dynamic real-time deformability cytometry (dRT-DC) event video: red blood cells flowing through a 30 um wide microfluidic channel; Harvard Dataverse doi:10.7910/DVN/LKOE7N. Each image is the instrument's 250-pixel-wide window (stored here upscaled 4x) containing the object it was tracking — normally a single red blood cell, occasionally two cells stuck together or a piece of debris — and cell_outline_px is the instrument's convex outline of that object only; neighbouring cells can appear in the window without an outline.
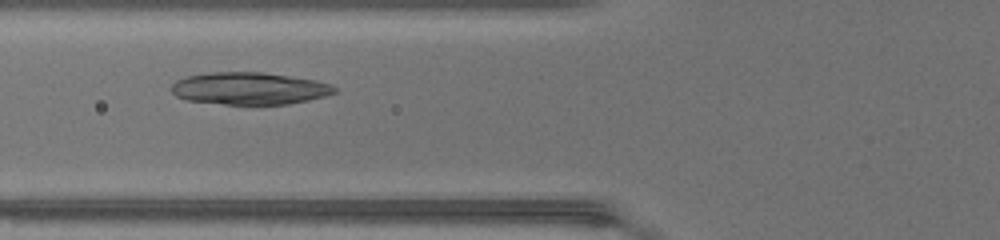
{"species": "common noctule bat (a hibernating species)", "species_latin": "Nyctalus noctula", "temperature_condition": "warm", "stored_images_in_passage": 32, "camera_frame_rate_fps": 3000, "um_per_image_px": 0.085, "animal": {"sex": "female", "body_mass_g": 17.0, "forearm_length_mm": 48.0}, "frame": {"image": 1, "passage_image": 9, "time_ms": 2.667, "image_size_px": [1000, 240], "cell_outline_px": [[336, 92], [324, 96], [308, 100], [288, 104], [224, 104], [188, 100], [176, 96], [172, 92], [172, 84], [176, 80], [188, 76], [212, 72], [260, 72], [316, 80], [328, 84], [336, 88]], "centroid_in_image_um": [21.18, 7.52], "position_along_channel_um": 104.6, "area_um2": 30.29}}
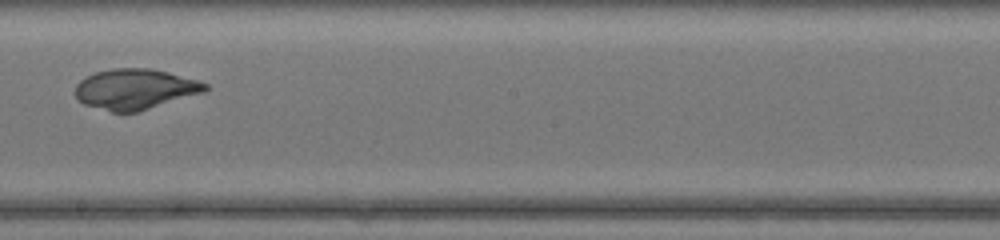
{"frame": {"image": 2, "passage_image": 18, "time_ms": 5.667, "image_size_px": [1000, 240], "cell_outline_px": [[208, 88], [204, 92], [136, 112], [112, 112], [84, 104], [76, 96], [76, 84], [80, 80], [96, 72], [112, 68], [148, 68], [168, 72], [196, 80], [208, 84]], "centroid_in_image_um": [11.47, 7.57], "position_along_channel_um": 236.7, "area_um2": 30.23}}
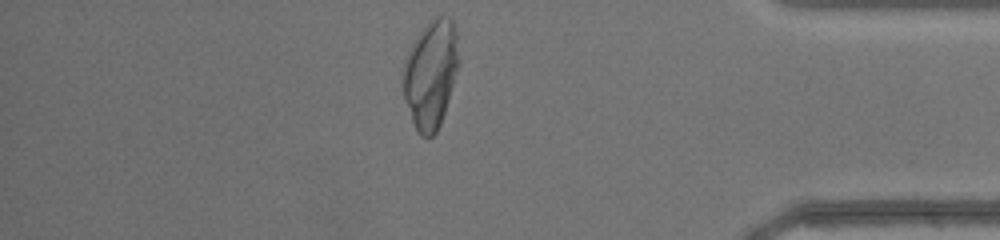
{"frame": {"image": 3, "passage_image": 31, "time_ms": 10.0, "image_size_px": [1000, 240], "cell_outline_px": [[460, 64], [440, 124], [436, 132], [432, 136], [420, 136], [412, 120], [404, 96], [404, 68], [408, 56], [420, 32], [436, 16], [440, 16], [452, 20], [456, 36], [460, 60]], "centroid_in_image_um": [36.66, 6.33], "position_along_channel_um": 398.5, "area_um2": 33.99}}